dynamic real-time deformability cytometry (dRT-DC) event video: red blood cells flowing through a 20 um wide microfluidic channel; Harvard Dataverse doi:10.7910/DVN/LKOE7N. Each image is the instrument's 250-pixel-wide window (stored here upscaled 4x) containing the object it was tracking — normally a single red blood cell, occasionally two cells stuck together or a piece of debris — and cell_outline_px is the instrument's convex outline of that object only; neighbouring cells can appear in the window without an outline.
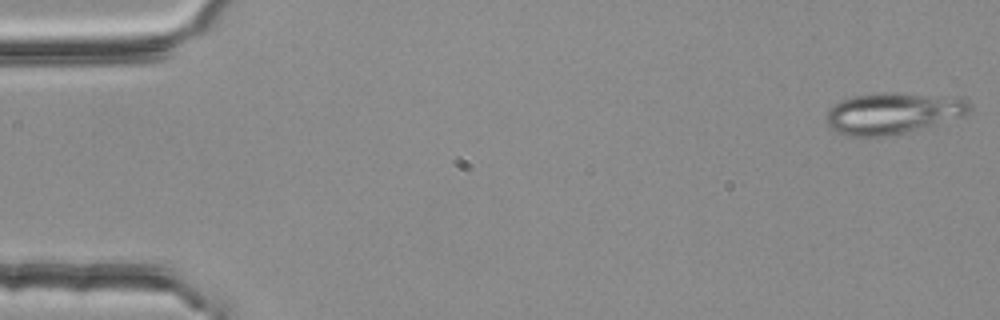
{"species": "common noctule bat (a hibernating species)", "species_latin": "Nyctalus noctula", "temperature_condition": "room temperature", "stored_images_in_passage": 54, "segment_of_instrument_passage": [1, 2], "camera_frame_rate_fps": 3000, "um_per_image_px": 0.085, "animal": {"sex": "female", "body_mass_g": 25.1}, "frame": {"image": 1, "passage_image": 1, "time_ms": 0.0, "image_size_px": [1000, 320], "cell_outline_px": [[972, 108], [968, 112], [960, 116], [904, 132], [884, 136], [848, 136], [832, 128], [828, 124], [828, 108], [840, 100], [852, 96], [960, 96], [968, 100], [972, 104]], "centroid_in_image_um": [75.89, 9.65], "position_along_channel_um": 9.1, "area_um2": 32.54}}